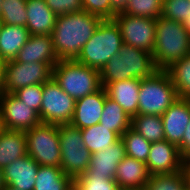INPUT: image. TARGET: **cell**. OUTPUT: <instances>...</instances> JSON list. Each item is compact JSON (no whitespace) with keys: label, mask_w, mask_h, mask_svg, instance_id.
<instances>
[{"label":"cell","mask_w":190,"mask_h":190,"mask_svg":"<svg viewBox=\"0 0 190 190\" xmlns=\"http://www.w3.org/2000/svg\"><path fill=\"white\" fill-rule=\"evenodd\" d=\"M102 20L85 10L57 16L52 38L58 58L75 59Z\"/></svg>","instance_id":"obj_1"},{"label":"cell","mask_w":190,"mask_h":190,"mask_svg":"<svg viewBox=\"0 0 190 190\" xmlns=\"http://www.w3.org/2000/svg\"><path fill=\"white\" fill-rule=\"evenodd\" d=\"M157 70L151 53L123 44L119 53L114 55L99 73L102 87H105L111 82L148 78Z\"/></svg>","instance_id":"obj_2"},{"label":"cell","mask_w":190,"mask_h":190,"mask_svg":"<svg viewBox=\"0 0 190 190\" xmlns=\"http://www.w3.org/2000/svg\"><path fill=\"white\" fill-rule=\"evenodd\" d=\"M190 54V36L183 24L165 17L157 18L153 60L158 70H167Z\"/></svg>","instance_id":"obj_3"},{"label":"cell","mask_w":190,"mask_h":190,"mask_svg":"<svg viewBox=\"0 0 190 190\" xmlns=\"http://www.w3.org/2000/svg\"><path fill=\"white\" fill-rule=\"evenodd\" d=\"M122 45V36L117 23L113 19H104L74 60L100 71L114 55L119 53Z\"/></svg>","instance_id":"obj_4"},{"label":"cell","mask_w":190,"mask_h":190,"mask_svg":"<svg viewBox=\"0 0 190 190\" xmlns=\"http://www.w3.org/2000/svg\"><path fill=\"white\" fill-rule=\"evenodd\" d=\"M52 77L75 101L103 88L99 70L74 59L59 60L52 68Z\"/></svg>","instance_id":"obj_5"},{"label":"cell","mask_w":190,"mask_h":190,"mask_svg":"<svg viewBox=\"0 0 190 190\" xmlns=\"http://www.w3.org/2000/svg\"><path fill=\"white\" fill-rule=\"evenodd\" d=\"M178 98L169 73L157 70L152 76L141 79L138 114L161 116Z\"/></svg>","instance_id":"obj_6"},{"label":"cell","mask_w":190,"mask_h":190,"mask_svg":"<svg viewBox=\"0 0 190 190\" xmlns=\"http://www.w3.org/2000/svg\"><path fill=\"white\" fill-rule=\"evenodd\" d=\"M27 154L41 166L61 165L58 125L43 123L26 130Z\"/></svg>","instance_id":"obj_7"},{"label":"cell","mask_w":190,"mask_h":190,"mask_svg":"<svg viewBox=\"0 0 190 190\" xmlns=\"http://www.w3.org/2000/svg\"><path fill=\"white\" fill-rule=\"evenodd\" d=\"M62 171L73 179L87 170L91 153L86 148L81 129L70 124H58Z\"/></svg>","instance_id":"obj_8"},{"label":"cell","mask_w":190,"mask_h":190,"mask_svg":"<svg viewBox=\"0 0 190 190\" xmlns=\"http://www.w3.org/2000/svg\"><path fill=\"white\" fill-rule=\"evenodd\" d=\"M42 98L41 122L56 125L70 123L76 101L62 90L53 77L43 84Z\"/></svg>","instance_id":"obj_9"},{"label":"cell","mask_w":190,"mask_h":190,"mask_svg":"<svg viewBox=\"0 0 190 190\" xmlns=\"http://www.w3.org/2000/svg\"><path fill=\"white\" fill-rule=\"evenodd\" d=\"M52 77V68L42 62L7 61L1 92L14 93L29 85L44 84Z\"/></svg>","instance_id":"obj_10"},{"label":"cell","mask_w":190,"mask_h":190,"mask_svg":"<svg viewBox=\"0 0 190 190\" xmlns=\"http://www.w3.org/2000/svg\"><path fill=\"white\" fill-rule=\"evenodd\" d=\"M119 26L123 44L152 54L155 46L157 19L117 13L113 19Z\"/></svg>","instance_id":"obj_11"},{"label":"cell","mask_w":190,"mask_h":190,"mask_svg":"<svg viewBox=\"0 0 190 190\" xmlns=\"http://www.w3.org/2000/svg\"><path fill=\"white\" fill-rule=\"evenodd\" d=\"M39 114L13 93L1 92L0 125L7 130L26 131L40 124Z\"/></svg>","instance_id":"obj_12"},{"label":"cell","mask_w":190,"mask_h":190,"mask_svg":"<svg viewBox=\"0 0 190 190\" xmlns=\"http://www.w3.org/2000/svg\"><path fill=\"white\" fill-rule=\"evenodd\" d=\"M146 165L151 175L174 174L183 170L184 160L178 147L164 139L152 142Z\"/></svg>","instance_id":"obj_13"},{"label":"cell","mask_w":190,"mask_h":190,"mask_svg":"<svg viewBox=\"0 0 190 190\" xmlns=\"http://www.w3.org/2000/svg\"><path fill=\"white\" fill-rule=\"evenodd\" d=\"M161 117L165 140L179 147L190 122V99L179 97Z\"/></svg>","instance_id":"obj_14"},{"label":"cell","mask_w":190,"mask_h":190,"mask_svg":"<svg viewBox=\"0 0 190 190\" xmlns=\"http://www.w3.org/2000/svg\"><path fill=\"white\" fill-rule=\"evenodd\" d=\"M106 99V90L103 87L97 92L76 100L73 117L70 125L84 129L100 122Z\"/></svg>","instance_id":"obj_15"},{"label":"cell","mask_w":190,"mask_h":190,"mask_svg":"<svg viewBox=\"0 0 190 190\" xmlns=\"http://www.w3.org/2000/svg\"><path fill=\"white\" fill-rule=\"evenodd\" d=\"M14 60L47 63L53 68L60 59L55 52L52 35H30Z\"/></svg>","instance_id":"obj_16"},{"label":"cell","mask_w":190,"mask_h":190,"mask_svg":"<svg viewBox=\"0 0 190 190\" xmlns=\"http://www.w3.org/2000/svg\"><path fill=\"white\" fill-rule=\"evenodd\" d=\"M39 166L28 154L16 159L2 169L4 184L20 190H34Z\"/></svg>","instance_id":"obj_17"},{"label":"cell","mask_w":190,"mask_h":190,"mask_svg":"<svg viewBox=\"0 0 190 190\" xmlns=\"http://www.w3.org/2000/svg\"><path fill=\"white\" fill-rule=\"evenodd\" d=\"M125 145L120 138L106 150L91 154L90 165L86 172L91 176H104L114 179L118 164L126 157Z\"/></svg>","instance_id":"obj_18"},{"label":"cell","mask_w":190,"mask_h":190,"mask_svg":"<svg viewBox=\"0 0 190 190\" xmlns=\"http://www.w3.org/2000/svg\"><path fill=\"white\" fill-rule=\"evenodd\" d=\"M151 174L146 163L126 156L117 166L115 181L120 190L146 187Z\"/></svg>","instance_id":"obj_19"},{"label":"cell","mask_w":190,"mask_h":190,"mask_svg":"<svg viewBox=\"0 0 190 190\" xmlns=\"http://www.w3.org/2000/svg\"><path fill=\"white\" fill-rule=\"evenodd\" d=\"M141 79L131 78L107 84V96L117 102L131 118L138 114L139 89Z\"/></svg>","instance_id":"obj_20"},{"label":"cell","mask_w":190,"mask_h":190,"mask_svg":"<svg viewBox=\"0 0 190 190\" xmlns=\"http://www.w3.org/2000/svg\"><path fill=\"white\" fill-rule=\"evenodd\" d=\"M26 10L30 35H52L57 15L44 0H26Z\"/></svg>","instance_id":"obj_21"},{"label":"cell","mask_w":190,"mask_h":190,"mask_svg":"<svg viewBox=\"0 0 190 190\" xmlns=\"http://www.w3.org/2000/svg\"><path fill=\"white\" fill-rule=\"evenodd\" d=\"M27 155L25 131L0 129V168Z\"/></svg>","instance_id":"obj_22"},{"label":"cell","mask_w":190,"mask_h":190,"mask_svg":"<svg viewBox=\"0 0 190 190\" xmlns=\"http://www.w3.org/2000/svg\"><path fill=\"white\" fill-rule=\"evenodd\" d=\"M29 36V31L24 26L2 24L0 28V57L5 62L14 60Z\"/></svg>","instance_id":"obj_23"},{"label":"cell","mask_w":190,"mask_h":190,"mask_svg":"<svg viewBox=\"0 0 190 190\" xmlns=\"http://www.w3.org/2000/svg\"><path fill=\"white\" fill-rule=\"evenodd\" d=\"M106 126L108 130L116 132L120 137L131 127V117L125 113L124 109L106 93L105 104L99 122Z\"/></svg>","instance_id":"obj_24"},{"label":"cell","mask_w":190,"mask_h":190,"mask_svg":"<svg viewBox=\"0 0 190 190\" xmlns=\"http://www.w3.org/2000/svg\"><path fill=\"white\" fill-rule=\"evenodd\" d=\"M81 134L84 144L91 154L106 150L121 138L116 132L108 130L100 123L81 129Z\"/></svg>","instance_id":"obj_25"},{"label":"cell","mask_w":190,"mask_h":190,"mask_svg":"<svg viewBox=\"0 0 190 190\" xmlns=\"http://www.w3.org/2000/svg\"><path fill=\"white\" fill-rule=\"evenodd\" d=\"M73 178L65 174L60 167L39 166L34 190H66Z\"/></svg>","instance_id":"obj_26"},{"label":"cell","mask_w":190,"mask_h":190,"mask_svg":"<svg viewBox=\"0 0 190 190\" xmlns=\"http://www.w3.org/2000/svg\"><path fill=\"white\" fill-rule=\"evenodd\" d=\"M131 128L151 143L165 139L160 115L137 114L131 118Z\"/></svg>","instance_id":"obj_27"},{"label":"cell","mask_w":190,"mask_h":190,"mask_svg":"<svg viewBox=\"0 0 190 190\" xmlns=\"http://www.w3.org/2000/svg\"><path fill=\"white\" fill-rule=\"evenodd\" d=\"M166 71L171 77L178 96L190 99V54L174 63Z\"/></svg>","instance_id":"obj_28"},{"label":"cell","mask_w":190,"mask_h":190,"mask_svg":"<svg viewBox=\"0 0 190 190\" xmlns=\"http://www.w3.org/2000/svg\"><path fill=\"white\" fill-rule=\"evenodd\" d=\"M126 155L146 163L152 143L131 127L121 136Z\"/></svg>","instance_id":"obj_29"},{"label":"cell","mask_w":190,"mask_h":190,"mask_svg":"<svg viewBox=\"0 0 190 190\" xmlns=\"http://www.w3.org/2000/svg\"><path fill=\"white\" fill-rule=\"evenodd\" d=\"M2 24L26 27V0H2L0 7Z\"/></svg>","instance_id":"obj_30"},{"label":"cell","mask_w":190,"mask_h":190,"mask_svg":"<svg viewBox=\"0 0 190 190\" xmlns=\"http://www.w3.org/2000/svg\"><path fill=\"white\" fill-rule=\"evenodd\" d=\"M147 190H188L184 171L174 174H154L146 185Z\"/></svg>","instance_id":"obj_31"},{"label":"cell","mask_w":190,"mask_h":190,"mask_svg":"<svg viewBox=\"0 0 190 190\" xmlns=\"http://www.w3.org/2000/svg\"><path fill=\"white\" fill-rule=\"evenodd\" d=\"M162 5L163 0H129L122 13L157 19L162 16Z\"/></svg>","instance_id":"obj_32"},{"label":"cell","mask_w":190,"mask_h":190,"mask_svg":"<svg viewBox=\"0 0 190 190\" xmlns=\"http://www.w3.org/2000/svg\"><path fill=\"white\" fill-rule=\"evenodd\" d=\"M73 182L79 190H120L115 179L91 176L86 171L75 177Z\"/></svg>","instance_id":"obj_33"},{"label":"cell","mask_w":190,"mask_h":190,"mask_svg":"<svg viewBox=\"0 0 190 190\" xmlns=\"http://www.w3.org/2000/svg\"><path fill=\"white\" fill-rule=\"evenodd\" d=\"M190 14V0H163L162 17L183 23Z\"/></svg>","instance_id":"obj_34"},{"label":"cell","mask_w":190,"mask_h":190,"mask_svg":"<svg viewBox=\"0 0 190 190\" xmlns=\"http://www.w3.org/2000/svg\"><path fill=\"white\" fill-rule=\"evenodd\" d=\"M21 102L25 103L38 114L42 103L43 84L29 85L13 93Z\"/></svg>","instance_id":"obj_35"},{"label":"cell","mask_w":190,"mask_h":190,"mask_svg":"<svg viewBox=\"0 0 190 190\" xmlns=\"http://www.w3.org/2000/svg\"><path fill=\"white\" fill-rule=\"evenodd\" d=\"M83 10L104 19H114L116 12L111 8L110 0H82Z\"/></svg>","instance_id":"obj_36"},{"label":"cell","mask_w":190,"mask_h":190,"mask_svg":"<svg viewBox=\"0 0 190 190\" xmlns=\"http://www.w3.org/2000/svg\"><path fill=\"white\" fill-rule=\"evenodd\" d=\"M50 9L57 15L79 12L83 10L82 0H44Z\"/></svg>","instance_id":"obj_37"},{"label":"cell","mask_w":190,"mask_h":190,"mask_svg":"<svg viewBox=\"0 0 190 190\" xmlns=\"http://www.w3.org/2000/svg\"><path fill=\"white\" fill-rule=\"evenodd\" d=\"M181 158L186 161L190 159V122L188 123L183 135L182 142L178 147Z\"/></svg>","instance_id":"obj_38"},{"label":"cell","mask_w":190,"mask_h":190,"mask_svg":"<svg viewBox=\"0 0 190 190\" xmlns=\"http://www.w3.org/2000/svg\"><path fill=\"white\" fill-rule=\"evenodd\" d=\"M110 2H111V8L116 13H121L125 10L129 0H110Z\"/></svg>","instance_id":"obj_39"},{"label":"cell","mask_w":190,"mask_h":190,"mask_svg":"<svg viewBox=\"0 0 190 190\" xmlns=\"http://www.w3.org/2000/svg\"><path fill=\"white\" fill-rule=\"evenodd\" d=\"M183 171L187 179V189L190 190V159L184 161Z\"/></svg>","instance_id":"obj_40"},{"label":"cell","mask_w":190,"mask_h":190,"mask_svg":"<svg viewBox=\"0 0 190 190\" xmlns=\"http://www.w3.org/2000/svg\"><path fill=\"white\" fill-rule=\"evenodd\" d=\"M5 64L6 62L0 57V86H2L4 79Z\"/></svg>","instance_id":"obj_41"},{"label":"cell","mask_w":190,"mask_h":190,"mask_svg":"<svg viewBox=\"0 0 190 190\" xmlns=\"http://www.w3.org/2000/svg\"><path fill=\"white\" fill-rule=\"evenodd\" d=\"M182 24L190 36V14Z\"/></svg>","instance_id":"obj_42"},{"label":"cell","mask_w":190,"mask_h":190,"mask_svg":"<svg viewBox=\"0 0 190 190\" xmlns=\"http://www.w3.org/2000/svg\"><path fill=\"white\" fill-rule=\"evenodd\" d=\"M4 186L5 184L3 180V173H2V169L0 168V190H2Z\"/></svg>","instance_id":"obj_43"},{"label":"cell","mask_w":190,"mask_h":190,"mask_svg":"<svg viewBox=\"0 0 190 190\" xmlns=\"http://www.w3.org/2000/svg\"><path fill=\"white\" fill-rule=\"evenodd\" d=\"M66 190H79L74 182H72Z\"/></svg>","instance_id":"obj_44"},{"label":"cell","mask_w":190,"mask_h":190,"mask_svg":"<svg viewBox=\"0 0 190 190\" xmlns=\"http://www.w3.org/2000/svg\"><path fill=\"white\" fill-rule=\"evenodd\" d=\"M2 190H20L9 185H5Z\"/></svg>","instance_id":"obj_45"},{"label":"cell","mask_w":190,"mask_h":190,"mask_svg":"<svg viewBox=\"0 0 190 190\" xmlns=\"http://www.w3.org/2000/svg\"><path fill=\"white\" fill-rule=\"evenodd\" d=\"M124 190H147V188H146V187H144V188L124 189Z\"/></svg>","instance_id":"obj_46"},{"label":"cell","mask_w":190,"mask_h":190,"mask_svg":"<svg viewBox=\"0 0 190 190\" xmlns=\"http://www.w3.org/2000/svg\"><path fill=\"white\" fill-rule=\"evenodd\" d=\"M1 26H2V20H1V17H0V28H1Z\"/></svg>","instance_id":"obj_47"}]
</instances>
